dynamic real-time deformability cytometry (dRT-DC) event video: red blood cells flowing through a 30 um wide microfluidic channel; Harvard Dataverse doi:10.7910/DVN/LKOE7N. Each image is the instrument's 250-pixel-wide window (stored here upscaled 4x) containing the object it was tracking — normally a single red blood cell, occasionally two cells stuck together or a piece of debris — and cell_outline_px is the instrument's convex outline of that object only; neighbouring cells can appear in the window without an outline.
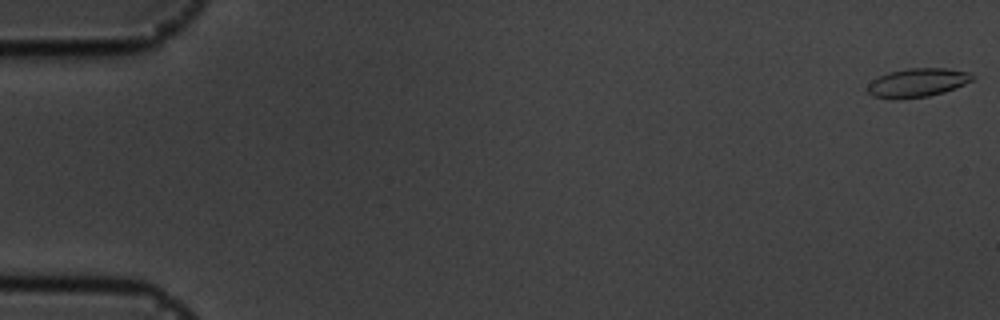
{"species": "common noctule bat (a hibernating species)", "species_latin": "Nyctalus noctula", "temperature_condition": "cold", "stored_images_in_passage": 57, "camera_frame_rate_fps": 3000, "um_per_image_px": 0.085, "animal": {"sex": "male", "body_mass_g": 19.5, "forearm_length_mm": 54.6}, "frame": {"image": 1, "passage_image": 1, "time_ms": 0.0, "image_size_px": [1000, 320], "cell_outline_px": [[976, 76], [972, 80], [964, 84], [944, 92], [928, 96], [892, 100], [888, 100], [872, 96], [868, 92], [868, 84], [872, 80], [888, 72], [908, 68], [948, 68], [968, 72]], "centroid_in_image_um": [77.96, 7.03], "position_along_channel_um": 7.0, "area_um2": 17.69}}
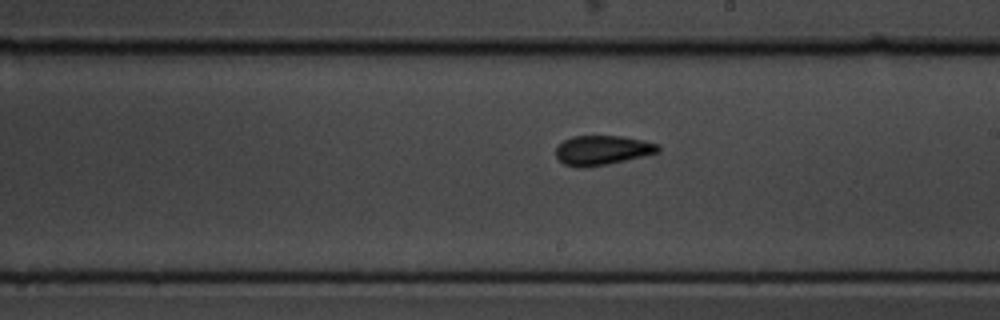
{"frame": {"image": 2, "passage_image": 33, "time_ms": 10.667, "image_size_px": [1000, 320], "cell_outline_px": [[660, 152], [624, 160], [604, 164], [580, 168], [564, 164], [556, 156], [556, 148], [564, 140], [572, 136], [624, 136], [644, 140], [660, 144]], "centroid_in_image_um": [51.22, 12.75], "position_along_channel_um": 237.8, "area_um2": 17.46}}
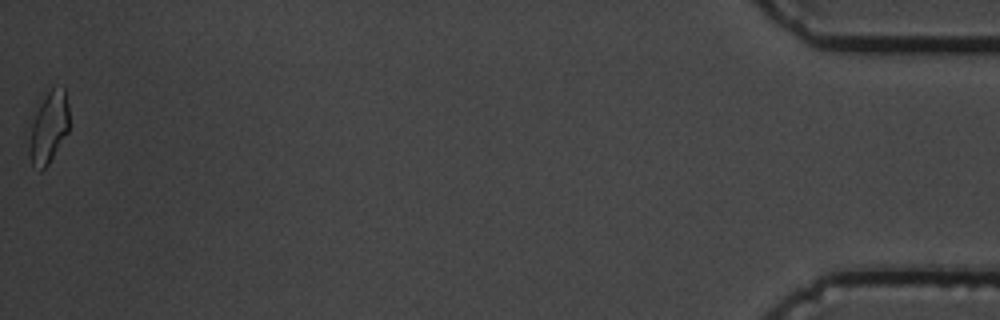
{"frame": {"image": 3, "passage_image": 57, "time_ms": 18.667, "image_size_px": [1000, 320], "cell_outline_px": [[68, 132], [48, 164], [40, 172], [32, 164], [28, 156], [24, 132], [24, 128], [48, 92], [52, 88], [64, 88], [68, 104]], "centroid_in_image_um": [4.01, 10.9], "position_along_channel_um": 431.2, "area_um2": 17.51}, "authors_computed_cell_mechanics": {"area_um2": 17.1666, "velocity_mm_per_s": 3.5779, "shape_relaxation_time_tau1_ms": 3.048, "shape_relaxation_time_tau2_ms": 2.1641, "deformation_change_tau1": 0.098, "deformation_change_tau2": 0.0814}}